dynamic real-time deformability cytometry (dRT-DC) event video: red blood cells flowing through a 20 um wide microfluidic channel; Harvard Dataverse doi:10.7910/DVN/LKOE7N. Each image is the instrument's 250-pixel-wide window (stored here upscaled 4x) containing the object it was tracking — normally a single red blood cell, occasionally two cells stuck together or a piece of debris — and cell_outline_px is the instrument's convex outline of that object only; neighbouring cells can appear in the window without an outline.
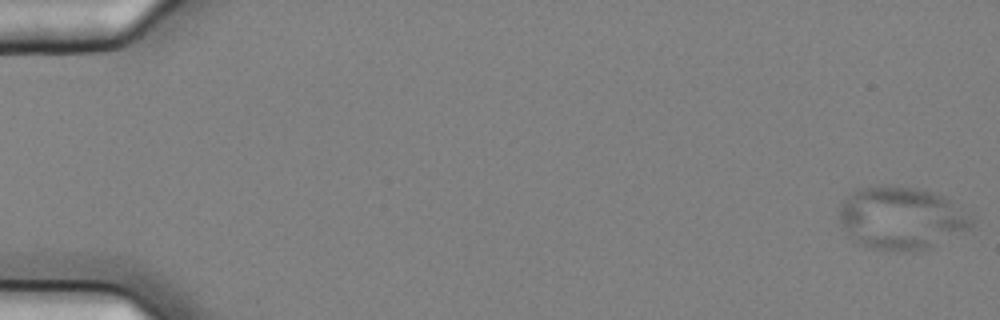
{"species": "common noctule bat (a hibernating species)", "species_latin": "Nyctalus noctula", "temperature_condition": "cold", "stored_images_in_passage": 45, "camera_frame_rate_fps": 3000, "um_per_image_px": 0.085, "animal": {"sex": "female", "body_mass_g": 25.1}, "frame": {"image": 1, "passage_image": 1, "time_ms": 0.0, "image_size_px": [1000, 320], "cell_outline_px": [[972, 228], [932, 248], [872, 248], [860, 244], [848, 236], [840, 220], [840, 200], [856, 188], [876, 184], [884, 184], [924, 188], [944, 196], [972, 216]], "centroid_in_image_um": [76.6, 18.46], "position_along_channel_um": 8.4, "area_um2": 48.49}}
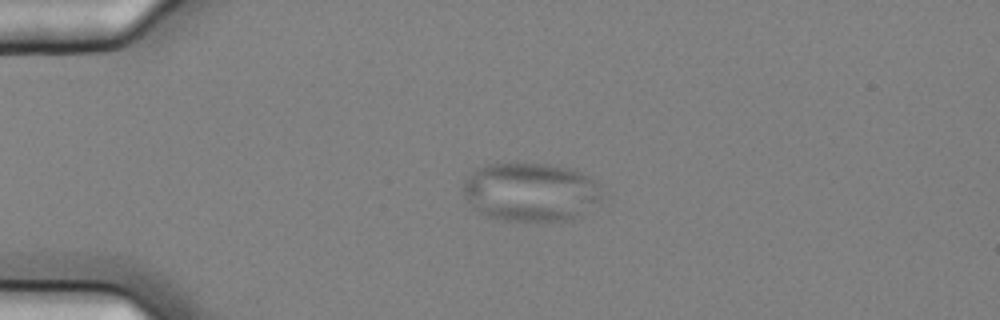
{"frame": {"image": 2, "passage_image": 14, "time_ms": 4.333, "image_size_px": [1000, 320], "cell_outline_px": [[600, 200], [572, 220], [500, 220], [488, 216], [472, 208], [464, 196], [460, 188], [464, 180], [476, 168], [488, 164], [516, 160], [524, 160], [576, 168], [596, 180], [600, 184]], "centroid_in_image_um": [45.06, 16.24], "position_along_channel_um": 39.9, "area_um2": 48.73}}
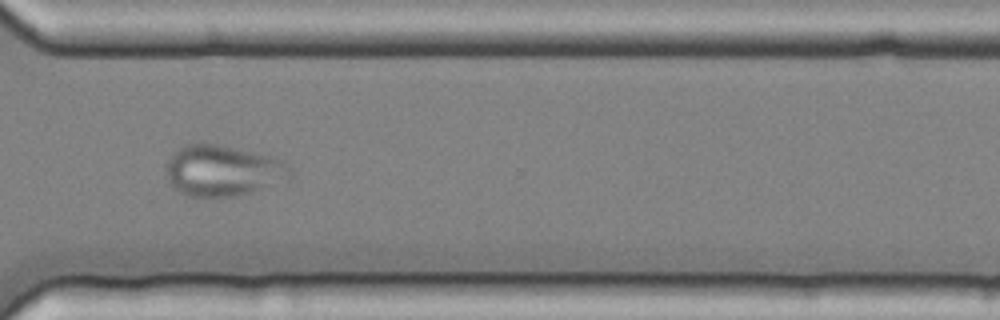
{"frame": {"image": 3, "passage_image": 43, "time_ms": 14.0, "image_size_px": [1000, 320], "cell_outline_px": [[292, 176], [252, 192], [232, 196], [188, 196], [180, 192], [168, 180], [164, 168], [164, 164], [172, 152], [184, 144], [200, 140], [220, 144], [272, 156], [288, 164], [292, 168]], "centroid_in_image_um": [18.87, 14.44], "position_along_channel_um": 351.7, "area_um2": 37.34}}